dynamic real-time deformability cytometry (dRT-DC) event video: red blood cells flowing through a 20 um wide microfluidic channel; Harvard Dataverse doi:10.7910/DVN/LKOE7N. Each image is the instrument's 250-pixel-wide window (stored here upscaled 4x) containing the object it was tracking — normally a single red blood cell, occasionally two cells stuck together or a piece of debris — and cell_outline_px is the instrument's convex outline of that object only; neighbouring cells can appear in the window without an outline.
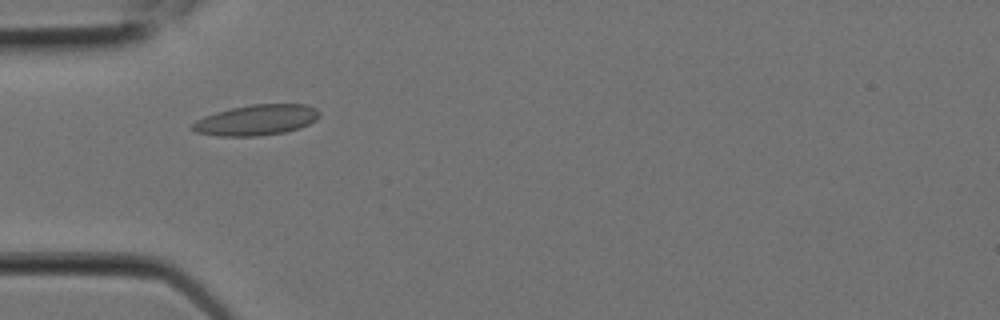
{"species": "Egyptian fruit bat (a non-hibernating species)", "species_latin": "Rousettus aegyptiacus", "temperature_condition": "room temperature", "stored_images_in_passage": 2, "camera_frame_rate_fps": 3000, "um_per_image_px": 0.085, "animal": {"sex": "female"}, "frame": {"image": 1, "passage_image": 1, "time_ms": 0.0, "image_size_px": [1000, 320], "cell_outline_px": [[320, 116], [316, 120], [300, 128], [284, 132], [256, 136], [220, 136], [196, 132], [192, 128], [192, 124], [196, 120], [204, 116], [216, 112], [232, 108], [252, 104], [308, 104], [316, 108], [320, 112]], "centroid_in_image_um": [21.83, 10.19], "position_along_channel_um": 63.2, "area_um2": 22.6}}
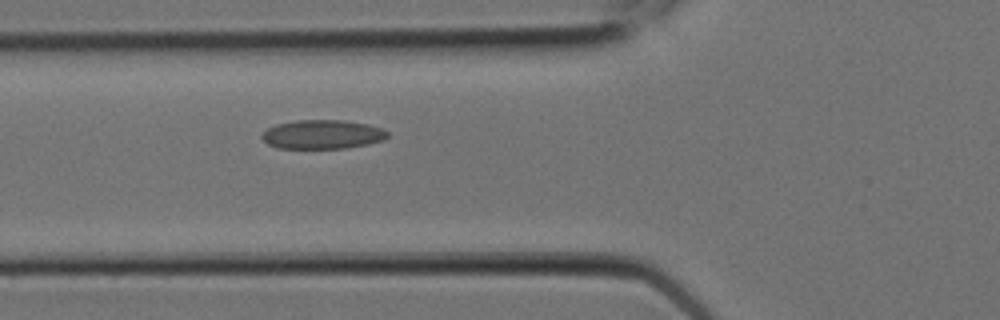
{"frame": {"image": 2, "passage_image": 2, "time_ms": 0.333, "image_size_px": [1000, 320], "cell_outline_px": [[388, 136], [384, 140], [368, 144], [348, 148], [276, 148], [268, 144], [260, 136], [268, 128], [276, 124], [296, 120], [344, 120], [368, 124], [380, 128], [388, 132]], "centroid_in_image_um": [27.41, 11.42], "position_along_channel_um": 98.4, "area_um2": 21.27}}